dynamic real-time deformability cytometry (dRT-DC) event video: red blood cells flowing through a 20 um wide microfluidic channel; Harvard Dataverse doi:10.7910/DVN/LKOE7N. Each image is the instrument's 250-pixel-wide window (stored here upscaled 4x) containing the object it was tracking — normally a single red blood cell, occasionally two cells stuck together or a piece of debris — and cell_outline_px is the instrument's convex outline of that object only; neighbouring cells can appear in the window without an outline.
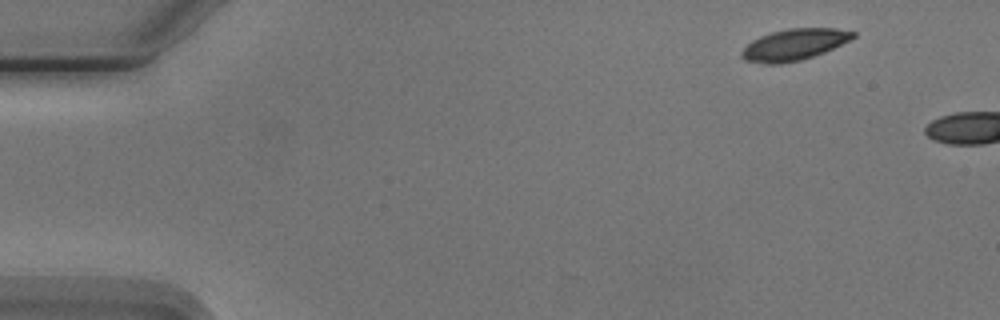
{"species": "Egyptian fruit bat (a non-hibernating species)", "species_latin": "Rousettus aegyptiacus", "temperature_condition": "cold", "stored_images_in_passage": 2, "camera_frame_rate_fps": 3000, "um_per_image_px": 0.085, "animal": {"sex": "male"}, "frame": {"image": 1, "passage_image": 1, "time_ms": 0.0, "image_size_px": [1000, 320], "cell_outline_px": [[856, 36], [852, 40], [824, 52], [800, 60], [780, 64], [764, 64], [744, 60], [740, 56], [740, 52], [752, 40], [760, 36], [772, 32], [788, 28], [836, 28], [856, 32]], "centroid_in_image_um": [67.51, 3.79], "position_along_channel_um": 17.5, "area_um2": 20.46}}